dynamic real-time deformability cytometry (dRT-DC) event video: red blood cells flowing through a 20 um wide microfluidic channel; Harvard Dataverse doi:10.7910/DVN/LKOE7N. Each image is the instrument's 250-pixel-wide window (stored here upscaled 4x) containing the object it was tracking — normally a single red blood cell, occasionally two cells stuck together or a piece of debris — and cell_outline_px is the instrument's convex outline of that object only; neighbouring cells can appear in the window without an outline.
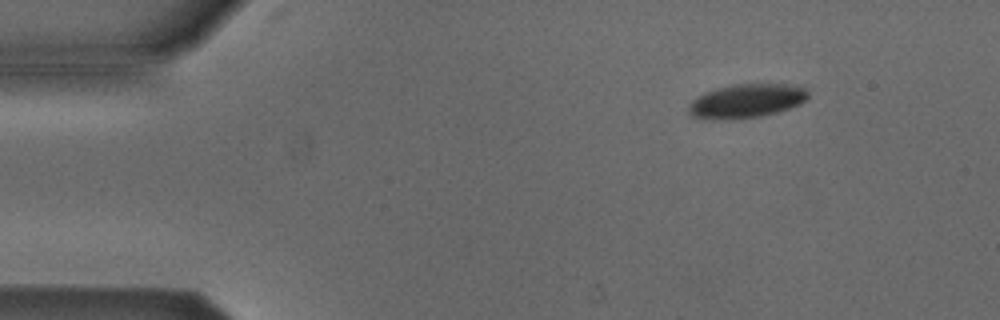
{"species": "Egyptian fruit bat (a non-hibernating species)", "species_latin": "Rousettus aegyptiacus", "temperature_condition": "cold", "stored_images_in_passage": 4, "camera_frame_rate_fps": 3000, "um_per_image_px": 0.085, "animal": {"sex": "male"}, "frame": {"image": 1, "passage_image": 2, "time_ms": 1.333, "image_size_px": [1000, 320], "cell_outline_px": [[808, 96], [800, 104], [776, 112], [760, 116], [732, 120], [700, 120], [688, 116], [688, 108], [692, 100], [716, 88], [736, 84], [784, 84], [804, 88], [808, 92]], "centroid_in_image_um": [63.36, 8.61], "position_along_channel_um": 21.6, "area_um2": 23.64}}